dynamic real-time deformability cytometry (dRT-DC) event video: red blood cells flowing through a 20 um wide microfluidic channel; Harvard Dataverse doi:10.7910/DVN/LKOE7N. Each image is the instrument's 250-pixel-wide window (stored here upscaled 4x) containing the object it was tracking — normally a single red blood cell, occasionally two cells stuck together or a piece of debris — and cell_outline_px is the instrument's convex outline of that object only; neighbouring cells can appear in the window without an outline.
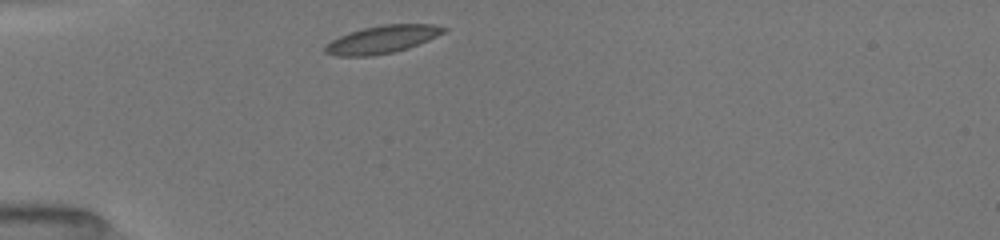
{"species": "common noctule bat (a hibernating species)", "species_latin": "Nyctalus noctula", "temperature_condition": "room temperature", "stored_images_in_passage": 4, "camera_frame_rate_fps": 3000, "um_per_image_px": 0.085, "animal": {"sex": "female", "body_mass_g": 19.5, "forearm_length_mm": 54.1}, "frame": {"image": 1, "passage_image": 1, "time_ms": 0.0, "image_size_px": [1000, 240], "cell_outline_px": [[448, 28], [444, 32], [428, 40], [408, 48], [392, 52], [372, 56], [336, 56], [324, 52], [324, 44], [348, 32], [364, 28], [384, 24], [432, 24]], "centroid_in_image_um": [32.45, 3.35], "position_along_channel_um": 52.6, "area_um2": 19.07}}
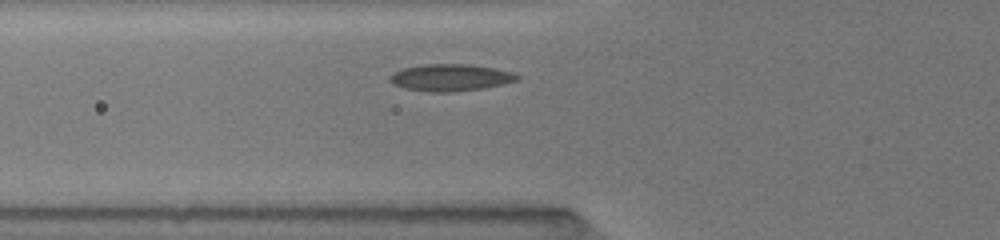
{"frame": {"image": 2, "passage_image": 3, "time_ms": 1.333, "image_size_px": [1000, 240], "cell_outline_px": [[520, 80], [504, 84], [484, 88], [456, 92], [428, 92], [404, 88], [392, 84], [388, 80], [388, 76], [392, 72], [404, 68], [424, 64], [472, 64], [496, 68], [512, 72], [520, 76]], "centroid_in_image_um": [38.29, 6.59], "position_along_channel_um": 87.5, "area_um2": 20.4}}